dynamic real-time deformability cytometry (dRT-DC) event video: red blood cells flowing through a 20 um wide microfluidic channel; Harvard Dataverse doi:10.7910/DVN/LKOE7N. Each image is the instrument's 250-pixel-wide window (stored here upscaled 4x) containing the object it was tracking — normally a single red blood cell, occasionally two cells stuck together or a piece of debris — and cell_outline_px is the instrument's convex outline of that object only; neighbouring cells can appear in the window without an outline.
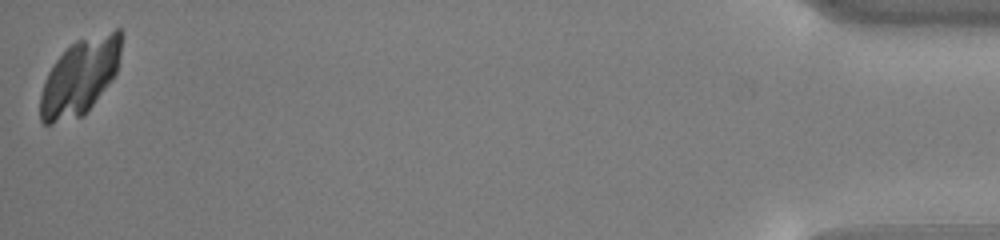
{"species": "common noctule bat (a hibernating species)", "species_latin": "Nyctalus noctula", "temperature_condition": "cold", "stored_images_in_passage": 47, "camera_frame_rate_fps": 3000, "um_per_image_px": 0.085, "animal": {"sex": "male", "body_mass_g": 13.0, "forearm_length_mm": 53.1}, "frame": {"image": 1, "passage_image": 47, "time_ms": 15.333, "image_size_px": [1000, 240], "cell_outline_px": [[120, 56], [116, 72], [108, 84], [92, 104], [80, 116], [52, 124], [44, 124], [40, 120], [40, 96], [48, 72], [52, 64], [76, 40], [116, 28], [120, 28]], "centroid_in_image_um": [6.77, 6.51], "position_along_channel_um": 428.4, "area_um2": 35.26}}